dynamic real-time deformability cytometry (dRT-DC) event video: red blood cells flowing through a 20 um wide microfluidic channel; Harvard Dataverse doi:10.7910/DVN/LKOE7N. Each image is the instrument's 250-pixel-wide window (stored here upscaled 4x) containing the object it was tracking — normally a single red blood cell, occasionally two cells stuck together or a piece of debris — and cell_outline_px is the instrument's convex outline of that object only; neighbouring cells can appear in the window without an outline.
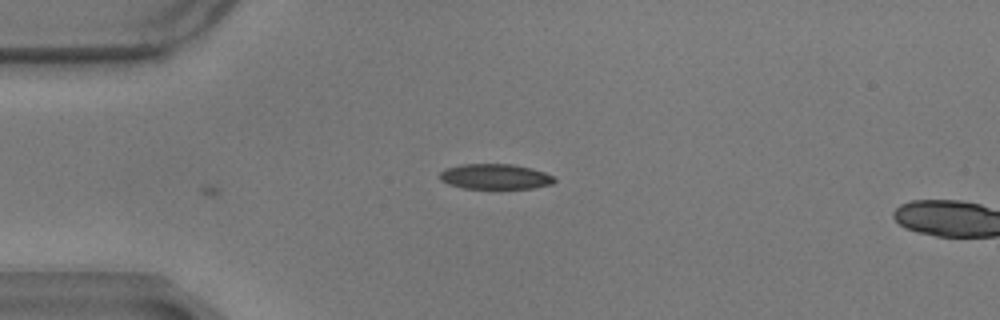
{"species": "common noctule bat (a hibernating species)", "species_latin": "Nyctalus noctula", "temperature_condition": "warm", "stored_images_in_passage": 4, "camera_frame_rate_fps": 3000, "um_per_image_px": 0.085, "animal": {"sex": "male", "body_mass_g": 17.9}, "frame": {"image": 1, "passage_image": 1, "time_ms": 0.0, "image_size_px": [1000, 320], "cell_outline_px": [[556, 180], [552, 184], [532, 188], [464, 188], [448, 184], [440, 180], [440, 172], [444, 168], [464, 164], [512, 164], [532, 168], [544, 172], [552, 176]], "centroid_in_image_um": [42.07, 15.0], "position_along_channel_um": 42.9, "area_um2": 16.82}}